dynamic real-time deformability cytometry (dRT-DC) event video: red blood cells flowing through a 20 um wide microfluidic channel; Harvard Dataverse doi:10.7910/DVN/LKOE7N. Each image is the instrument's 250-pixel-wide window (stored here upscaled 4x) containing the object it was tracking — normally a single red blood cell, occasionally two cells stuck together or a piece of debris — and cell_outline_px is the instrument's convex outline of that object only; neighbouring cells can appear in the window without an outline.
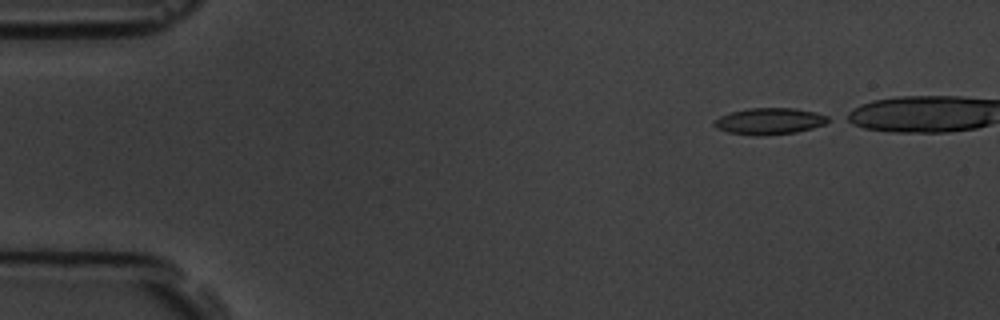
{"species": "common noctule bat (a hibernating species)", "species_latin": "Nyctalus noctula", "temperature_condition": "room temperature", "stored_images_in_passage": 4, "camera_frame_rate_fps": 3000, "um_per_image_px": 0.085, "animal": {"sex": "male", "body_mass_g": 19.5, "forearm_length_mm": 54.6}, "frame": {"image": 1, "passage_image": 1, "time_ms": 0.0, "image_size_px": [1000, 320], "cell_outline_px": [[832, 120], [824, 124], [812, 128], [796, 132], [760, 136], [728, 132], [716, 128], [712, 124], [720, 116], [732, 112], [748, 108], [796, 108], [816, 112], [828, 116]], "centroid_in_image_um": [65.43, 10.29], "position_along_channel_um": 19.6, "area_um2": 17.57}}